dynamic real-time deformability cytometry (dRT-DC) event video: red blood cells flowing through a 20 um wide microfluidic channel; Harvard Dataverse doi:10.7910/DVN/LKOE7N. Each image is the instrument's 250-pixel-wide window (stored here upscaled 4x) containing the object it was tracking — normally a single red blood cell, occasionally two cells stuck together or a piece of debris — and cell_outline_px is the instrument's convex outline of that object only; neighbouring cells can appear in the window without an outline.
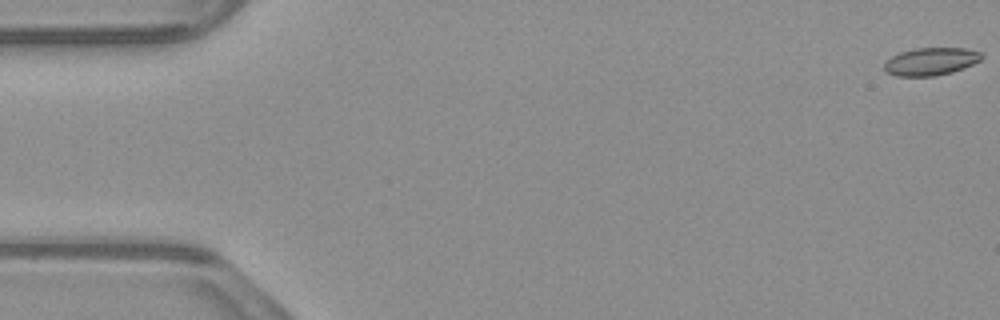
{"species": "common noctule bat (a hibernating species)", "species_latin": "Nyctalus noctula", "temperature_condition": "warm", "stored_images_in_passage": 12, "camera_frame_rate_fps": 3000, "um_per_image_px": 0.085, "animal": {"sex": "male", "body_mass_g": 23.1, "forearm_length_mm": 52.7}, "frame": {"image": 1, "passage_image": 1, "time_ms": 0.0, "image_size_px": [1000, 320], "cell_outline_px": [[984, 56], [980, 60], [964, 68], [952, 72], [936, 76], [896, 76], [884, 72], [884, 64], [892, 56], [900, 52], [916, 48], [964, 48], [980, 52]], "centroid_in_image_um": [79.11, 5.23], "position_along_channel_um": 5.9, "area_um2": 15.72}}